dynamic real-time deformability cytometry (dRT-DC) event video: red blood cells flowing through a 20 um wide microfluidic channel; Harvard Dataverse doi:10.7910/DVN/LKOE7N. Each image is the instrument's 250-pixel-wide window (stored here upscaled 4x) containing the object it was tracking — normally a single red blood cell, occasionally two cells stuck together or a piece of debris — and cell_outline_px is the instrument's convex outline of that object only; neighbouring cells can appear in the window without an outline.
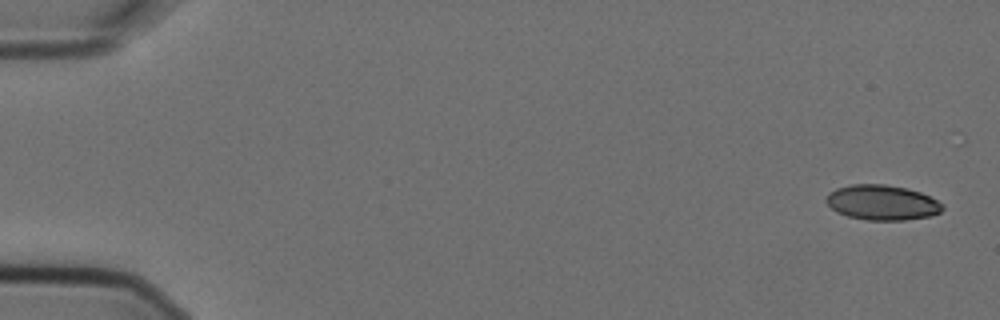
{"species": "Egyptian fruit bat (a non-hibernating species)", "species_latin": "Rousettus aegyptiacus", "temperature_condition": "cold", "stored_images_in_passage": 7, "segment_of_instrument_passage": [1, 2], "camera_frame_rate_fps": 3000, "um_per_image_px": 0.085, "animal": {"sex": "female"}, "frame": {"image": 1, "passage_image": 1, "time_ms": 0.0, "image_size_px": [1000, 320], "cell_outline_px": [[944, 208], [940, 212], [932, 216], [904, 220], [868, 220], [848, 216], [836, 212], [824, 200], [828, 192], [836, 188], [852, 184], [884, 184], [904, 188], [920, 192], [944, 204]], "centroid_in_image_um": [74.96, 17.22], "position_along_channel_um": 10.0, "area_um2": 23.81}}
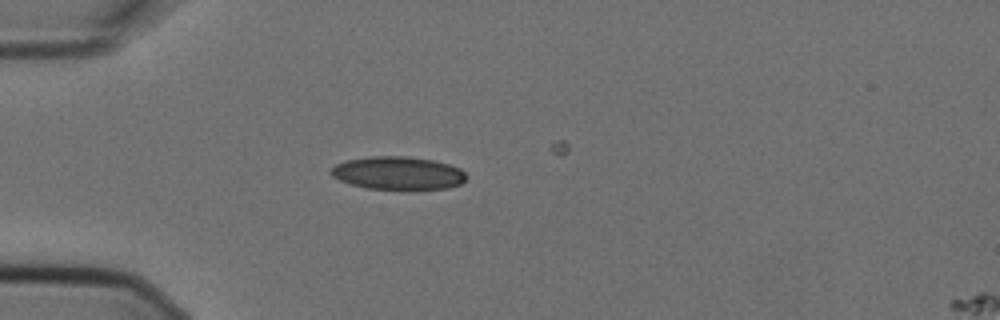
{"frame": {"image": 2, "passage_image": 5, "time_ms": 1.333, "image_size_px": [1000, 320], "cell_outline_px": [[468, 176], [460, 184], [448, 188], [368, 188], [352, 184], [340, 180], [332, 176], [328, 172], [336, 164], [348, 160], [372, 156], [408, 156], [432, 160], [448, 164], [460, 168]], "centroid_in_image_um": [33.83, 14.69], "position_along_channel_um": 51.2, "area_um2": 25.61}}